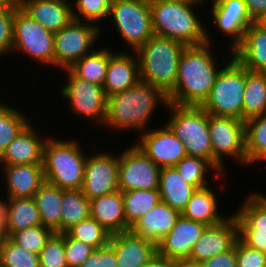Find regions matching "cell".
<instances>
[{
    "instance_id": "f6af8a7d",
    "label": "cell",
    "mask_w": 266,
    "mask_h": 267,
    "mask_svg": "<svg viewBox=\"0 0 266 267\" xmlns=\"http://www.w3.org/2000/svg\"><path fill=\"white\" fill-rule=\"evenodd\" d=\"M14 9L0 8V59L12 53Z\"/></svg>"
},
{
    "instance_id": "30bf717a",
    "label": "cell",
    "mask_w": 266,
    "mask_h": 267,
    "mask_svg": "<svg viewBox=\"0 0 266 267\" xmlns=\"http://www.w3.org/2000/svg\"><path fill=\"white\" fill-rule=\"evenodd\" d=\"M64 72L65 80L59 88V96L61 99H65L68 102V112L80 119L84 118L94 125H100L103 128V124L107 111V96L103 90V86L95 85L87 80L76 78L68 69L61 70ZM90 120V121H89ZM92 121V122H91ZM94 121V122H93ZM99 123V124H98Z\"/></svg>"
},
{
    "instance_id": "7c38bea8",
    "label": "cell",
    "mask_w": 266,
    "mask_h": 267,
    "mask_svg": "<svg viewBox=\"0 0 266 267\" xmlns=\"http://www.w3.org/2000/svg\"><path fill=\"white\" fill-rule=\"evenodd\" d=\"M102 34L97 25L73 19L54 33V69H69L83 56L91 53Z\"/></svg>"
},
{
    "instance_id": "7a4b0ae2",
    "label": "cell",
    "mask_w": 266,
    "mask_h": 267,
    "mask_svg": "<svg viewBox=\"0 0 266 267\" xmlns=\"http://www.w3.org/2000/svg\"><path fill=\"white\" fill-rule=\"evenodd\" d=\"M168 104V97L162 90L140 80L132 88L107 97L103 127L117 132L134 131L139 136L150 127L159 106L166 109Z\"/></svg>"
},
{
    "instance_id": "4316f807",
    "label": "cell",
    "mask_w": 266,
    "mask_h": 267,
    "mask_svg": "<svg viewBox=\"0 0 266 267\" xmlns=\"http://www.w3.org/2000/svg\"><path fill=\"white\" fill-rule=\"evenodd\" d=\"M233 56L249 71L266 75V25L254 21L245 32L242 43Z\"/></svg>"
},
{
    "instance_id": "5b68a950",
    "label": "cell",
    "mask_w": 266,
    "mask_h": 267,
    "mask_svg": "<svg viewBox=\"0 0 266 267\" xmlns=\"http://www.w3.org/2000/svg\"><path fill=\"white\" fill-rule=\"evenodd\" d=\"M185 47L176 40L154 34L136 51L140 80L168 95L175 87L179 59Z\"/></svg>"
},
{
    "instance_id": "6da1fadb",
    "label": "cell",
    "mask_w": 266,
    "mask_h": 267,
    "mask_svg": "<svg viewBox=\"0 0 266 267\" xmlns=\"http://www.w3.org/2000/svg\"><path fill=\"white\" fill-rule=\"evenodd\" d=\"M212 43L186 46L178 64L174 89L167 95L169 103L201 106L209 96L222 66ZM214 49V52H213ZM217 59V60H216Z\"/></svg>"
},
{
    "instance_id": "e0dca14e",
    "label": "cell",
    "mask_w": 266,
    "mask_h": 267,
    "mask_svg": "<svg viewBox=\"0 0 266 267\" xmlns=\"http://www.w3.org/2000/svg\"><path fill=\"white\" fill-rule=\"evenodd\" d=\"M161 125L148 128L134 143L160 168L174 167L187 156L184 142L165 123Z\"/></svg>"
},
{
    "instance_id": "f1b7e54d",
    "label": "cell",
    "mask_w": 266,
    "mask_h": 267,
    "mask_svg": "<svg viewBox=\"0 0 266 267\" xmlns=\"http://www.w3.org/2000/svg\"><path fill=\"white\" fill-rule=\"evenodd\" d=\"M0 212L3 214L9 237L14 232L42 225L33 197L1 198Z\"/></svg>"
},
{
    "instance_id": "d590c367",
    "label": "cell",
    "mask_w": 266,
    "mask_h": 267,
    "mask_svg": "<svg viewBox=\"0 0 266 267\" xmlns=\"http://www.w3.org/2000/svg\"><path fill=\"white\" fill-rule=\"evenodd\" d=\"M11 105V106H10ZM15 104L0 101V156L30 122L29 116L22 112L26 108H18Z\"/></svg>"
},
{
    "instance_id": "74e56055",
    "label": "cell",
    "mask_w": 266,
    "mask_h": 267,
    "mask_svg": "<svg viewBox=\"0 0 266 267\" xmlns=\"http://www.w3.org/2000/svg\"><path fill=\"white\" fill-rule=\"evenodd\" d=\"M122 196L126 223L130 227L161 201L159 190H129L122 192Z\"/></svg>"
},
{
    "instance_id": "7dc6e473",
    "label": "cell",
    "mask_w": 266,
    "mask_h": 267,
    "mask_svg": "<svg viewBox=\"0 0 266 267\" xmlns=\"http://www.w3.org/2000/svg\"><path fill=\"white\" fill-rule=\"evenodd\" d=\"M80 267H117L114 248L108 244L95 249Z\"/></svg>"
},
{
    "instance_id": "ab89813d",
    "label": "cell",
    "mask_w": 266,
    "mask_h": 267,
    "mask_svg": "<svg viewBox=\"0 0 266 267\" xmlns=\"http://www.w3.org/2000/svg\"><path fill=\"white\" fill-rule=\"evenodd\" d=\"M72 15L77 21L90 22L102 29L100 21H107L112 0H72ZM77 9V10H75Z\"/></svg>"
},
{
    "instance_id": "ffe728a7",
    "label": "cell",
    "mask_w": 266,
    "mask_h": 267,
    "mask_svg": "<svg viewBox=\"0 0 266 267\" xmlns=\"http://www.w3.org/2000/svg\"><path fill=\"white\" fill-rule=\"evenodd\" d=\"M32 120L31 118L0 156V166L43 164V147L49 135L38 131L39 126L35 129Z\"/></svg>"
},
{
    "instance_id": "d6a6232c",
    "label": "cell",
    "mask_w": 266,
    "mask_h": 267,
    "mask_svg": "<svg viewBox=\"0 0 266 267\" xmlns=\"http://www.w3.org/2000/svg\"><path fill=\"white\" fill-rule=\"evenodd\" d=\"M266 114V75L246 69L243 121Z\"/></svg>"
},
{
    "instance_id": "e575fe53",
    "label": "cell",
    "mask_w": 266,
    "mask_h": 267,
    "mask_svg": "<svg viewBox=\"0 0 266 267\" xmlns=\"http://www.w3.org/2000/svg\"><path fill=\"white\" fill-rule=\"evenodd\" d=\"M62 211L60 219V233L90 216V200L82 190L62 189Z\"/></svg>"
},
{
    "instance_id": "f546056e",
    "label": "cell",
    "mask_w": 266,
    "mask_h": 267,
    "mask_svg": "<svg viewBox=\"0 0 266 267\" xmlns=\"http://www.w3.org/2000/svg\"><path fill=\"white\" fill-rule=\"evenodd\" d=\"M158 190L161 201L182 213L197 189L184 181L174 167H163L160 170Z\"/></svg>"
},
{
    "instance_id": "2e32d148",
    "label": "cell",
    "mask_w": 266,
    "mask_h": 267,
    "mask_svg": "<svg viewBox=\"0 0 266 267\" xmlns=\"http://www.w3.org/2000/svg\"><path fill=\"white\" fill-rule=\"evenodd\" d=\"M210 4V12L208 11V15H210V23L215 25V30L222 33L223 38L226 36L229 41L228 46H225L228 50L233 52L243 41L245 32L248 27L254 22V20L250 17L245 3L243 0H209ZM213 20V21H212Z\"/></svg>"
},
{
    "instance_id": "83f0119b",
    "label": "cell",
    "mask_w": 266,
    "mask_h": 267,
    "mask_svg": "<svg viewBox=\"0 0 266 267\" xmlns=\"http://www.w3.org/2000/svg\"><path fill=\"white\" fill-rule=\"evenodd\" d=\"M215 186L217 187V185H209L197 189L187 202L186 208L181 215L193 221L204 223L207 226L216 225L226 220L230 215H228L229 212L226 215L220 209L219 206L221 205L218 202L221 201V198L216 192L218 189H213ZM223 213L225 215H222Z\"/></svg>"
},
{
    "instance_id": "836d02e7",
    "label": "cell",
    "mask_w": 266,
    "mask_h": 267,
    "mask_svg": "<svg viewBox=\"0 0 266 267\" xmlns=\"http://www.w3.org/2000/svg\"><path fill=\"white\" fill-rule=\"evenodd\" d=\"M174 168L184 181L194 186L196 189L213 185L209 183L211 180L208 179V176H212L210 173L211 171L216 175L213 176L214 179H219V181L221 179V182L223 183L226 182L225 179H228V174H226L225 177V174H221L208 160L201 157L186 156L178 162Z\"/></svg>"
},
{
    "instance_id": "cb8c5ba5",
    "label": "cell",
    "mask_w": 266,
    "mask_h": 267,
    "mask_svg": "<svg viewBox=\"0 0 266 267\" xmlns=\"http://www.w3.org/2000/svg\"><path fill=\"white\" fill-rule=\"evenodd\" d=\"M21 8L52 33L73 20L70 0H23Z\"/></svg>"
},
{
    "instance_id": "9f6ffc18",
    "label": "cell",
    "mask_w": 266,
    "mask_h": 267,
    "mask_svg": "<svg viewBox=\"0 0 266 267\" xmlns=\"http://www.w3.org/2000/svg\"><path fill=\"white\" fill-rule=\"evenodd\" d=\"M266 161V156H264L260 161H259V163H261V162H265Z\"/></svg>"
},
{
    "instance_id": "44dd1931",
    "label": "cell",
    "mask_w": 266,
    "mask_h": 267,
    "mask_svg": "<svg viewBox=\"0 0 266 267\" xmlns=\"http://www.w3.org/2000/svg\"><path fill=\"white\" fill-rule=\"evenodd\" d=\"M129 52H128V51ZM117 52L109 48V60L103 90L106 96L132 88L140 81L139 59L129 49Z\"/></svg>"
},
{
    "instance_id": "7bdbcfd3",
    "label": "cell",
    "mask_w": 266,
    "mask_h": 267,
    "mask_svg": "<svg viewBox=\"0 0 266 267\" xmlns=\"http://www.w3.org/2000/svg\"><path fill=\"white\" fill-rule=\"evenodd\" d=\"M40 267H68L64 250V233H54L39 252Z\"/></svg>"
},
{
    "instance_id": "ac0fdd59",
    "label": "cell",
    "mask_w": 266,
    "mask_h": 267,
    "mask_svg": "<svg viewBox=\"0 0 266 267\" xmlns=\"http://www.w3.org/2000/svg\"><path fill=\"white\" fill-rule=\"evenodd\" d=\"M207 225L180 215L175 226L157 244L158 253L175 261H187Z\"/></svg>"
},
{
    "instance_id": "4dcf8cb0",
    "label": "cell",
    "mask_w": 266,
    "mask_h": 267,
    "mask_svg": "<svg viewBox=\"0 0 266 267\" xmlns=\"http://www.w3.org/2000/svg\"><path fill=\"white\" fill-rule=\"evenodd\" d=\"M33 199L40 213L41 224L55 233H60L62 189L45 182Z\"/></svg>"
},
{
    "instance_id": "f5cc1de1",
    "label": "cell",
    "mask_w": 266,
    "mask_h": 267,
    "mask_svg": "<svg viewBox=\"0 0 266 267\" xmlns=\"http://www.w3.org/2000/svg\"><path fill=\"white\" fill-rule=\"evenodd\" d=\"M23 0H0V8L19 9Z\"/></svg>"
},
{
    "instance_id": "db71d44e",
    "label": "cell",
    "mask_w": 266,
    "mask_h": 267,
    "mask_svg": "<svg viewBox=\"0 0 266 267\" xmlns=\"http://www.w3.org/2000/svg\"><path fill=\"white\" fill-rule=\"evenodd\" d=\"M176 267H202L200 263H192L189 261H178Z\"/></svg>"
},
{
    "instance_id": "816d5d0a",
    "label": "cell",
    "mask_w": 266,
    "mask_h": 267,
    "mask_svg": "<svg viewBox=\"0 0 266 267\" xmlns=\"http://www.w3.org/2000/svg\"><path fill=\"white\" fill-rule=\"evenodd\" d=\"M9 236L7 233L5 221L3 214L0 212V249L4 245V243L8 240Z\"/></svg>"
},
{
    "instance_id": "7402d4cb",
    "label": "cell",
    "mask_w": 266,
    "mask_h": 267,
    "mask_svg": "<svg viewBox=\"0 0 266 267\" xmlns=\"http://www.w3.org/2000/svg\"><path fill=\"white\" fill-rule=\"evenodd\" d=\"M5 190L0 198L33 197L38 189L46 182L43 164H24L0 166ZM5 181V183H4Z\"/></svg>"
},
{
    "instance_id": "9c48e42d",
    "label": "cell",
    "mask_w": 266,
    "mask_h": 267,
    "mask_svg": "<svg viewBox=\"0 0 266 267\" xmlns=\"http://www.w3.org/2000/svg\"><path fill=\"white\" fill-rule=\"evenodd\" d=\"M208 130L213 149V166L221 174L228 173L225 171L226 158L233 160L235 165L246 167L245 121L209 114Z\"/></svg>"
},
{
    "instance_id": "6f0895ef",
    "label": "cell",
    "mask_w": 266,
    "mask_h": 267,
    "mask_svg": "<svg viewBox=\"0 0 266 267\" xmlns=\"http://www.w3.org/2000/svg\"><path fill=\"white\" fill-rule=\"evenodd\" d=\"M261 22L266 25V17Z\"/></svg>"
},
{
    "instance_id": "c3c4849f",
    "label": "cell",
    "mask_w": 266,
    "mask_h": 267,
    "mask_svg": "<svg viewBox=\"0 0 266 267\" xmlns=\"http://www.w3.org/2000/svg\"><path fill=\"white\" fill-rule=\"evenodd\" d=\"M200 265L202 267H237V240L230 250L204 260Z\"/></svg>"
},
{
    "instance_id": "681fc988",
    "label": "cell",
    "mask_w": 266,
    "mask_h": 267,
    "mask_svg": "<svg viewBox=\"0 0 266 267\" xmlns=\"http://www.w3.org/2000/svg\"><path fill=\"white\" fill-rule=\"evenodd\" d=\"M250 17L262 21L266 17V0H243Z\"/></svg>"
},
{
    "instance_id": "52a82bcc",
    "label": "cell",
    "mask_w": 266,
    "mask_h": 267,
    "mask_svg": "<svg viewBox=\"0 0 266 267\" xmlns=\"http://www.w3.org/2000/svg\"><path fill=\"white\" fill-rule=\"evenodd\" d=\"M165 124L184 142L187 156L201 157L213 165V149L209 136V114L201 106H181L169 103Z\"/></svg>"
},
{
    "instance_id": "603a6c76",
    "label": "cell",
    "mask_w": 266,
    "mask_h": 267,
    "mask_svg": "<svg viewBox=\"0 0 266 267\" xmlns=\"http://www.w3.org/2000/svg\"><path fill=\"white\" fill-rule=\"evenodd\" d=\"M109 244L114 248L117 267H145L158 252L156 243L131 231L111 235Z\"/></svg>"
},
{
    "instance_id": "3957f363",
    "label": "cell",
    "mask_w": 266,
    "mask_h": 267,
    "mask_svg": "<svg viewBox=\"0 0 266 267\" xmlns=\"http://www.w3.org/2000/svg\"><path fill=\"white\" fill-rule=\"evenodd\" d=\"M149 5L155 35L176 40L185 46H196L206 42L215 44V36L212 35L214 33L207 27L210 25L205 24L200 19L203 15L196 12L204 3L187 0H149Z\"/></svg>"
},
{
    "instance_id": "1f68e13d",
    "label": "cell",
    "mask_w": 266,
    "mask_h": 267,
    "mask_svg": "<svg viewBox=\"0 0 266 267\" xmlns=\"http://www.w3.org/2000/svg\"><path fill=\"white\" fill-rule=\"evenodd\" d=\"M101 47L97 46L91 53L75 62L68 70L76 78L103 86L109 60V45Z\"/></svg>"
},
{
    "instance_id": "bcb514c9",
    "label": "cell",
    "mask_w": 266,
    "mask_h": 267,
    "mask_svg": "<svg viewBox=\"0 0 266 267\" xmlns=\"http://www.w3.org/2000/svg\"><path fill=\"white\" fill-rule=\"evenodd\" d=\"M237 267H266V253L247 246L238 238Z\"/></svg>"
},
{
    "instance_id": "8992f818",
    "label": "cell",
    "mask_w": 266,
    "mask_h": 267,
    "mask_svg": "<svg viewBox=\"0 0 266 267\" xmlns=\"http://www.w3.org/2000/svg\"><path fill=\"white\" fill-rule=\"evenodd\" d=\"M227 52L225 65L218 74L209 96L201 105L208 113L216 116L233 117L243 121V94L246 84V68ZM228 60V61H227Z\"/></svg>"
},
{
    "instance_id": "484cf974",
    "label": "cell",
    "mask_w": 266,
    "mask_h": 267,
    "mask_svg": "<svg viewBox=\"0 0 266 267\" xmlns=\"http://www.w3.org/2000/svg\"><path fill=\"white\" fill-rule=\"evenodd\" d=\"M90 216L111 235L128 232L122 191L118 190L90 200Z\"/></svg>"
},
{
    "instance_id": "b9f144b4",
    "label": "cell",
    "mask_w": 266,
    "mask_h": 267,
    "mask_svg": "<svg viewBox=\"0 0 266 267\" xmlns=\"http://www.w3.org/2000/svg\"><path fill=\"white\" fill-rule=\"evenodd\" d=\"M54 233L55 232L48 227L36 225L14 232L9 238L27 251L39 254Z\"/></svg>"
},
{
    "instance_id": "4fadbf2b",
    "label": "cell",
    "mask_w": 266,
    "mask_h": 267,
    "mask_svg": "<svg viewBox=\"0 0 266 267\" xmlns=\"http://www.w3.org/2000/svg\"><path fill=\"white\" fill-rule=\"evenodd\" d=\"M132 143L119 151V190H158L161 168Z\"/></svg>"
},
{
    "instance_id": "f907efd6",
    "label": "cell",
    "mask_w": 266,
    "mask_h": 267,
    "mask_svg": "<svg viewBox=\"0 0 266 267\" xmlns=\"http://www.w3.org/2000/svg\"><path fill=\"white\" fill-rule=\"evenodd\" d=\"M176 266H177V261L170 259L168 257H164L157 252L145 267H176Z\"/></svg>"
},
{
    "instance_id": "9a60e30c",
    "label": "cell",
    "mask_w": 266,
    "mask_h": 267,
    "mask_svg": "<svg viewBox=\"0 0 266 267\" xmlns=\"http://www.w3.org/2000/svg\"><path fill=\"white\" fill-rule=\"evenodd\" d=\"M89 152L85 162L83 194L89 199H93L105 194L119 190L118 167L119 152H109V150Z\"/></svg>"
},
{
    "instance_id": "11a10c76",
    "label": "cell",
    "mask_w": 266,
    "mask_h": 267,
    "mask_svg": "<svg viewBox=\"0 0 266 267\" xmlns=\"http://www.w3.org/2000/svg\"><path fill=\"white\" fill-rule=\"evenodd\" d=\"M187 1L194 2V3H205V4L208 2L207 0H187Z\"/></svg>"
},
{
    "instance_id": "8d00e7d4",
    "label": "cell",
    "mask_w": 266,
    "mask_h": 267,
    "mask_svg": "<svg viewBox=\"0 0 266 267\" xmlns=\"http://www.w3.org/2000/svg\"><path fill=\"white\" fill-rule=\"evenodd\" d=\"M245 137L246 166L250 168L266 156V114L245 121Z\"/></svg>"
},
{
    "instance_id": "5bb4252c",
    "label": "cell",
    "mask_w": 266,
    "mask_h": 267,
    "mask_svg": "<svg viewBox=\"0 0 266 267\" xmlns=\"http://www.w3.org/2000/svg\"><path fill=\"white\" fill-rule=\"evenodd\" d=\"M243 200L233 211L238 238L247 246L266 253V194L251 189Z\"/></svg>"
},
{
    "instance_id": "60d3db41",
    "label": "cell",
    "mask_w": 266,
    "mask_h": 267,
    "mask_svg": "<svg viewBox=\"0 0 266 267\" xmlns=\"http://www.w3.org/2000/svg\"><path fill=\"white\" fill-rule=\"evenodd\" d=\"M0 267H40L39 254L27 251L8 238L0 249Z\"/></svg>"
},
{
    "instance_id": "ee69618b",
    "label": "cell",
    "mask_w": 266,
    "mask_h": 267,
    "mask_svg": "<svg viewBox=\"0 0 266 267\" xmlns=\"http://www.w3.org/2000/svg\"><path fill=\"white\" fill-rule=\"evenodd\" d=\"M64 250L67 266L80 267L95 248L64 233Z\"/></svg>"
},
{
    "instance_id": "d4e9b609",
    "label": "cell",
    "mask_w": 266,
    "mask_h": 267,
    "mask_svg": "<svg viewBox=\"0 0 266 267\" xmlns=\"http://www.w3.org/2000/svg\"><path fill=\"white\" fill-rule=\"evenodd\" d=\"M180 215L178 210L160 201L144 216L140 217L130 228V231L158 244L175 226Z\"/></svg>"
},
{
    "instance_id": "d6986e66",
    "label": "cell",
    "mask_w": 266,
    "mask_h": 267,
    "mask_svg": "<svg viewBox=\"0 0 266 267\" xmlns=\"http://www.w3.org/2000/svg\"><path fill=\"white\" fill-rule=\"evenodd\" d=\"M238 239V225L234 214L223 222L207 226L195 243L190 258L192 263H201L220 253L230 250Z\"/></svg>"
},
{
    "instance_id": "277c9868",
    "label": "cell",
    "mask_w": 266,
    "mask_h": 267,
    "mask_svg": "<svg viewBox=\"0 0 266 267\" xmlns=\"http://www.w3.org/2000/svg\"><path fill=\"white\" fill-rule=\"evenodd\" d=\"M85 153L80 140L49 134L43 147L46 182L63 190H81L88 155Z\"/></svg>"
},
{
    "instance_id": "f35d334b",
    "label": "cell",
    "mask_w": 266,
    "mask_h": 267,
    "mask_svg": "<svg viewBox=\"0 0 266 267\" xmlns=\"http://www.w3.org/2000/svg\"><path fill=\"white\" fill-rule=\"evenodd\" d=\"M65 233L70 238L82 241L95 249L108 245L111 237V234L91 216L72 226Z\"/></svg>"
},
{
    "instance_id": "8fae6325",
    "label": "cell",
    "mask_w": 266,
    "mask_h": 267,
    "mask_svg": "<svg viewBox=\"0 0 266 267\" xmlns=\"http://www.w3.org/2000/svg\"><path fill=\"white\" fill-rule=\"evenodd\" d=\"M19 52V53H18ZM22 53L40 65L54 67V33L22 9L14 10L13 54Z\"/></svg>"
},
{
    "instance_id": "ba28073f",
    "label": "cell",
    "mask_w": 266,
    "mask_h": 267,
    "mask_svg": "<svg viewBox=\"0 0 266 267\" xmlns=\"http://www.w3.org/2000/svg\"><path fill=\"white\" fill-rule=\"evenodd\" d=\"M107 23L115 27L113 30L131 52L154 35L149 0H112Z\"/></svg>"
}]
</instances>
